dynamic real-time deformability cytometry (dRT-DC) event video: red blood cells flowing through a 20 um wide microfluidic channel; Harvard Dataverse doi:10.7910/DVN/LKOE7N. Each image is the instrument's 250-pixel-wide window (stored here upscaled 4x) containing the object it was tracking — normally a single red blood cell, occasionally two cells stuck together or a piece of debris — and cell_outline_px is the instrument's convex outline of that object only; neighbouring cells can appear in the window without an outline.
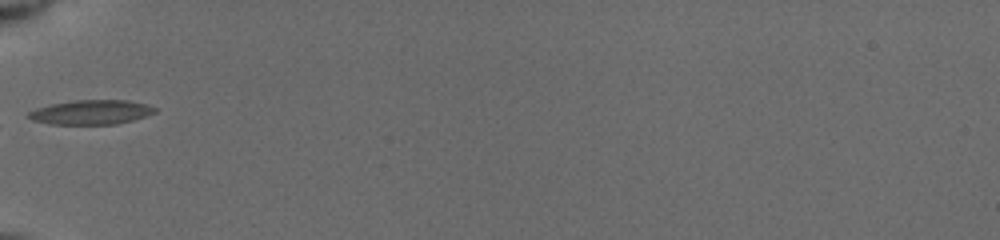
{"species": "common noctule bat (a hibernating species)", "species_latin": "Nyctalus noctula", "temperature_condition": "cold", "stored_images_in_passage": 27, "camera_frame_rate_fps": 3000, "um_per_image_px": 0.085, "animal": {"sex": "female", "body_mass_g": 19.5, "forearm_length_mm": 54.1}, "frame": {"image": 1, "passage_image": 1, "time_ms": 0.0, "image_size_px": [1000, 240], "cell_outline_px": [[156, 112], [132, 120], [116, 124], [48, 124], [32, 120], [28, 116], [28, 112], [36, 108], [52, 104], [76, 100], [128, 100], [144, 104], [156, 108]], "centroid_in_image_um": [7.72, 9.54], "position_along_channel_um": 77.3, "area_um2": 17.8}}